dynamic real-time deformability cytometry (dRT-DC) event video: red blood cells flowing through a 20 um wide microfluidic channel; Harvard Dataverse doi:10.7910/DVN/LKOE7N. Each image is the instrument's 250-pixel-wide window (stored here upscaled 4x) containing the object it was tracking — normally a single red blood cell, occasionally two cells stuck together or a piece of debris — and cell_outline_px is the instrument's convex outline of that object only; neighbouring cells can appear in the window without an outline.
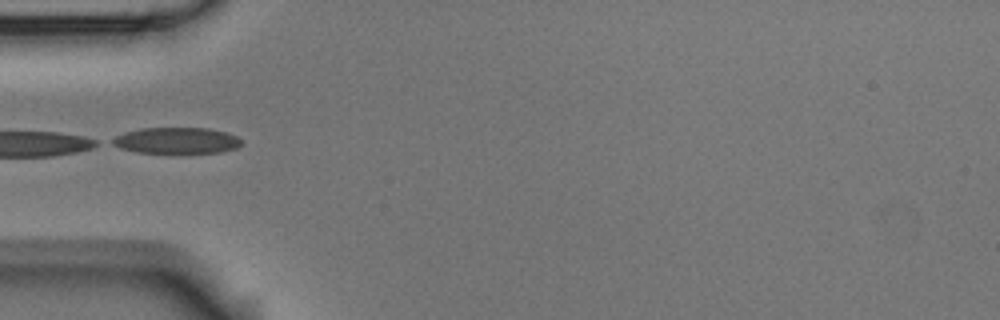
{"species": "Egyptian fruit bat (a non-hibernating species)", "species_latin": "Rousettus aegyptiacus", "temperature_condition": "room temperature", "stored_images_in_passage": 4, "camera_frame_rate_fps": 3000, "um_per_image_px": 0.085, "animal": {"sex": "male"}, "frame": {"image": 1, "passage_image": 3, "time_ms": 0.667, "image_size_px": [1000, 320], "cell_outline_px": [[240, 144], [236, 148], [220, 152], [136, 152], [120, 148], [112, 144], [108, 140], [124, 132], [140, 128], [208, 128], [224, 132], [236, 136], [240, 140]], "centroid_in_image_um": [14.93, 11.93], "position_along_channel_um": 70.1, "area_um2": 19.42}}
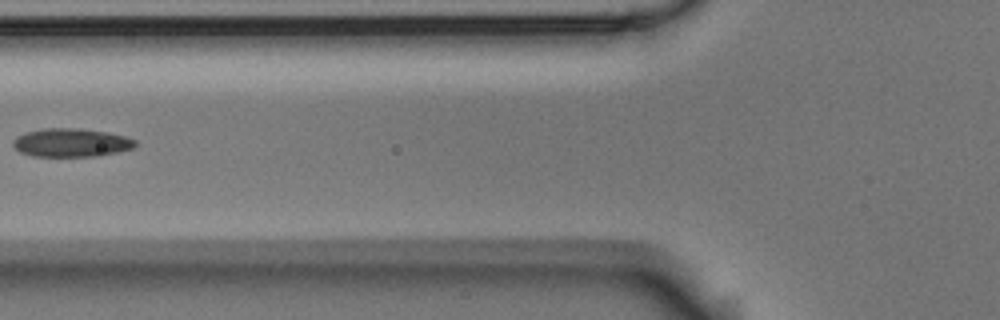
{"frame": {"image": 2, "passage_image": 4, "time_ms": 1.0, "image_size_px": [1000, 320], "cell_outline_px": [[136, 148], [96, 156], [32, 156], [20, 152], [12, 144], [12, 140], [16, 136], [28, 132], [44, 128], [80, 128], [108, 132], [124, 136], [136, 140]], "centroid_in_image_um": [6.06, 12.12], "position_along_channel_um": 119.7, "area_um2": 20.29}}